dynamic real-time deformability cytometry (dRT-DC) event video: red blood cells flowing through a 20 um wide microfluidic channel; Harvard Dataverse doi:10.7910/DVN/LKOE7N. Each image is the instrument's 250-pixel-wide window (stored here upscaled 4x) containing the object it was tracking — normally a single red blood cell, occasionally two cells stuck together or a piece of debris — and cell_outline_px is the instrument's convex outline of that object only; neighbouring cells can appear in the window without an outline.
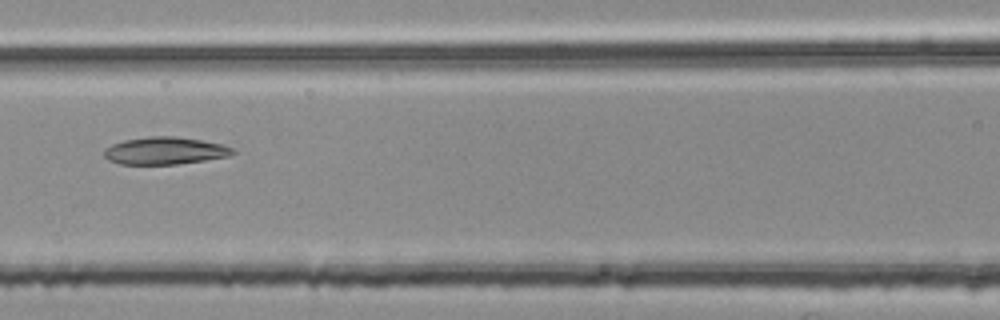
{"species": "common noctule bat (a hibernating species)", "species_latin": "Nyctalus noctula", "temperature_condition": "room temperature", "stored_images_in_passage": 39, "camera_frame_rate_fps": 3000, "um_per_image_px": 0.085, "animal": {"sex": "female", "body_mass_g": 25.1}, "frame": {"image": 1, "passage_image": 9, "time_ms": 2.667, "image_size_px": [1000, 320], "cell_outline_px": [[236, 152], [228, 156], [204, 160], [176, 164], [120, 164], [108, 160], [104, 156], [104, 148], [112, 144], [124, 140], [148, 136], [176, 136], [200, 140], [220, 144], [236, 148]], "centroid_in_image_um": [14.0, 12.81], "position_along_channel_um": 152.6, "area_um2": 20.52}}
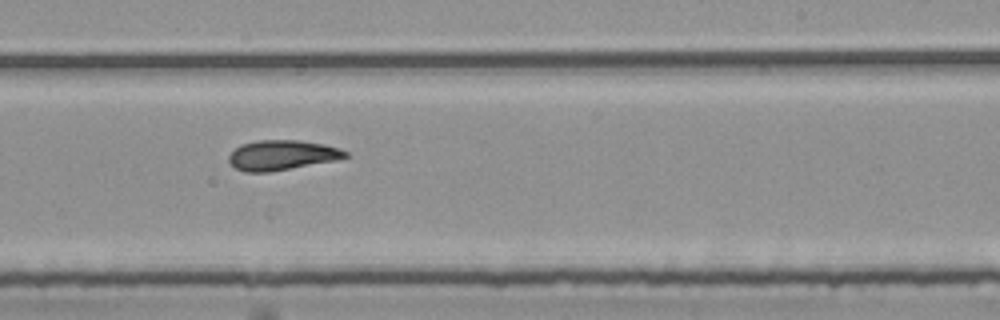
{"frame": {"image": 2, "passage_image": 18, "time_ms": 5.667, "image_size_px": [1000, 320], "cell_outline_px": [[348, 156], [336, 160], [268, 172], [244, 172], [236, 168], [228, 160], [228, 156], [240, 144], [256, 140], [300, 140], [324, 144], [340, 148], [348, 152]], "centroid_in_image_um": [23.96, 13.17], "position_along_channel_um": 265.0, "area_um2": 20.29}}
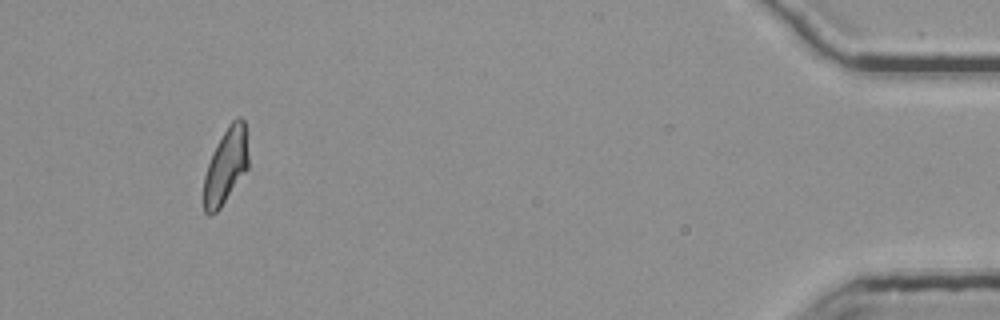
{"frame": {"image": 3, "passage_image": 36, "time_ms": 11.667, "image_size_px": [1000, 320], "cell_outline_px": [[248, 168], [220, 208], [212, 216], [208, 216], [204, 212], [204, 176], [212, 152], [228, 124], [236, 116], [240, 116], [244, 120], [248, 156]], "centroid_in_image_um": [19.19, 14.11], "position_along_channel_um": 416.0, "area_um2": 19.59}}